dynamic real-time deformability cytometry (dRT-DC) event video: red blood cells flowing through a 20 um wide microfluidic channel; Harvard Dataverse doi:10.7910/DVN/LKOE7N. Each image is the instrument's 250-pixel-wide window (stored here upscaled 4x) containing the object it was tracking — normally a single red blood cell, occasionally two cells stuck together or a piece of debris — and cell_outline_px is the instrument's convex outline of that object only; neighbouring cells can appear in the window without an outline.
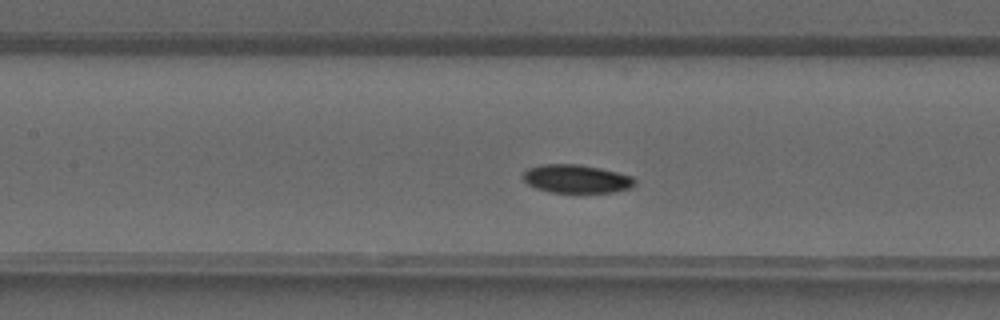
{"species": "common noctule bat (a hibernating species)", "species_latin": "Nyctalus noctula", "temperature_condition": "warm", "stored_images_in_passage": 36, "camera_frame_rate_fps": 3000, "um_per_image_px": 0.085, "animal": {"sex": "male", "forearm_length_mm": 52.5}, "frame": {"image": 1, "passage_image": 14, "time_ms": 4.333, "image_size_px": [1000, 320], "cell_outline_px": [[636, 184], [628, 188], [612, 192], [552, 192], [536, 188], [528, 184], [520, 176], [528, 168], [544, 164], [580, 164], [600, 168], [632, 176], [636, 180]], "centroid_in_image_um": [48.97, 15.19], "position_along_channel_um": 158.4, "area_um2": 18.38}}
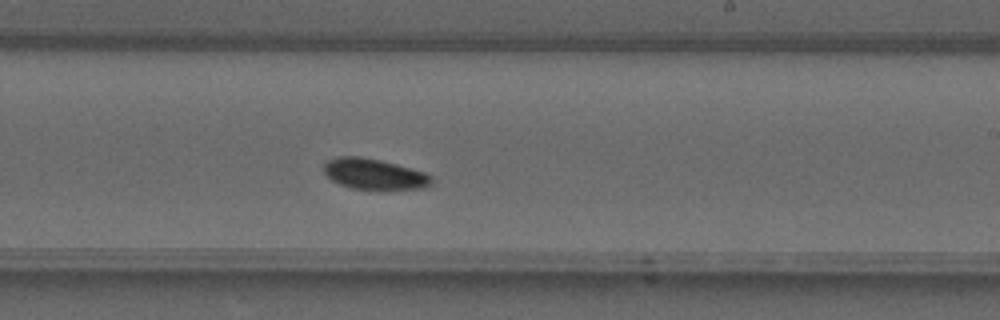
{"frame": {"image": 2, "passage_image": 20, "time_ms": 6.333, "image_size_px": [1000, 320], "cell_outline_px": [[432, 184], [424, 188], [352, 188], [340, 184], [332, 180], [324, 172], [324, 164], [328, 160], [336, 156], [360, 156], [380, 160], [396, 164], [424, 172], [432, 176]], "centroid_in_image_um": [31.79, 14.77], "position_along_channel_um": 257.2, "area_um2": 18.9}}
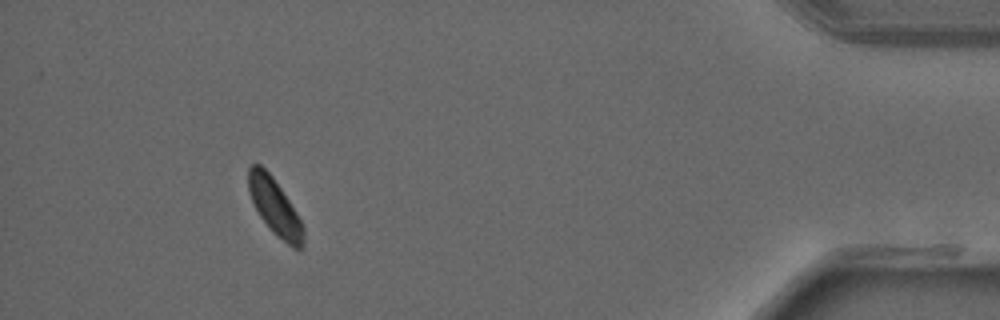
{"frame": {"image": 3, "passage_image": 33, "time_ms": 10.667, "image_size_px": [1000, 320], "cell_outline_px": [[304, 244], [300, 248], [292, 248], [276, 236], [272, 232], [260, 216], [248, 192], [248, 168], [252, 164], [260, 164], [272, 176], [296, 212], [304, 228]], "centroid_in_image_um": [23.35, 17.6], "position_along_channel_um": 411.8, "area_um2": 17.92}}